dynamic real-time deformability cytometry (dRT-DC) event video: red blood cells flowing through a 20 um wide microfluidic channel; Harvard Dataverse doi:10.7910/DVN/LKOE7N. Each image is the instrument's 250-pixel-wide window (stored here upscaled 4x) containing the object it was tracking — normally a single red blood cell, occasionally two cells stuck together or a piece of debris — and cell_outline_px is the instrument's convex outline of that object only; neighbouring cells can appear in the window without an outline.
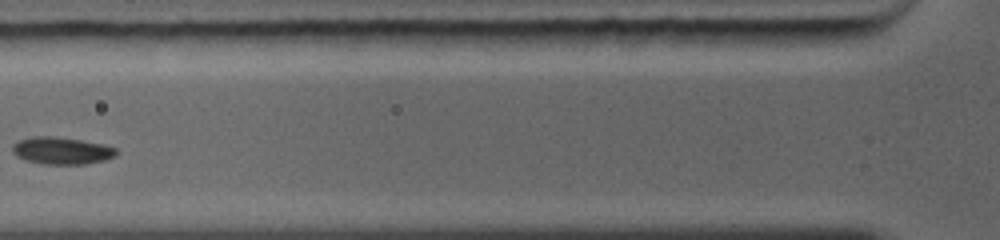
{"species": "common noctule bat (a hibernating species)", "species_latin": "Nyctalus noctula", "temperature_condition": "warm", "stored_images_in_passage": 2, "camera_frame_rate_fps": 5000, "um_per_image_px": 0.085, "animal": {"sex": "female", "body_mass_g": 19.0, "forearm_length_mm": 56.7}, "frame": {"image": 1, "passage_image": 2, "time_ms": 1.2, "image_size_px": [1000, 240], "cell_outline_px": [[116, 156], [104, 160], [84, 164], [40, 164], [16, 156], [12, 152], [12, 144], [16, 140], [28, 136], [56, 136], [104, 144], [116, 148]], "centroid_in_image_um": [5.19, 12.79], "position_along_channel_um": 120.6, "area_um2": 16.65}}